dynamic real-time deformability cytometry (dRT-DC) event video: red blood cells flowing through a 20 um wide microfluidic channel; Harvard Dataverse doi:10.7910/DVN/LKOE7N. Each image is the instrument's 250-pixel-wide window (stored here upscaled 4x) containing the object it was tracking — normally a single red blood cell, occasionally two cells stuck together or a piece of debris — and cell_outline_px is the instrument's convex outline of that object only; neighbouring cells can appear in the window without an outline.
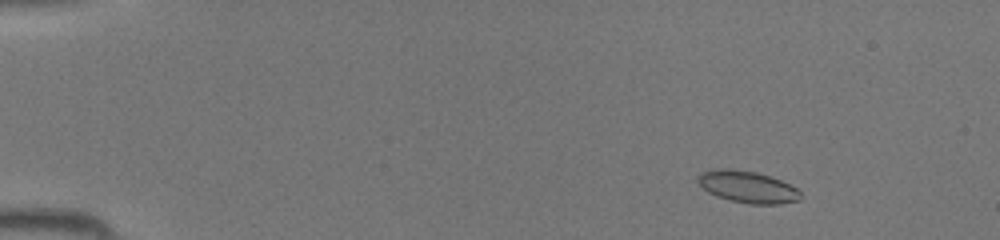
{"species": "common noctule bat (a hibernating species)", "species_latin": "Nyctalus noctula", "temperature_condition": "room temperature", "stored_images_in_passage": 44, "camera_frame_rate_fps": 3000, "um_per_image_px": 0.085, "animal": {"sex": "female", "body_mass_g": 19.5, "forearm_length_mm": 54.1}, "frame": {"image": 1, "passage_image": 5, "time_ms": 1.333, "image_size_px": [1000, 240], "cell_outline_px": [[804, 196], [800, 200], [780, 204], [748, 204], [716, 196], [708, 192], [696, 180], [700, 172], [716, 168], [728, 168], [756, 172], [780, 180], [796, 188]], "centroid_in_image_um": [63.54, 15.88], "position_along_channel_um": 21.5, "area_um2": 19.07}}
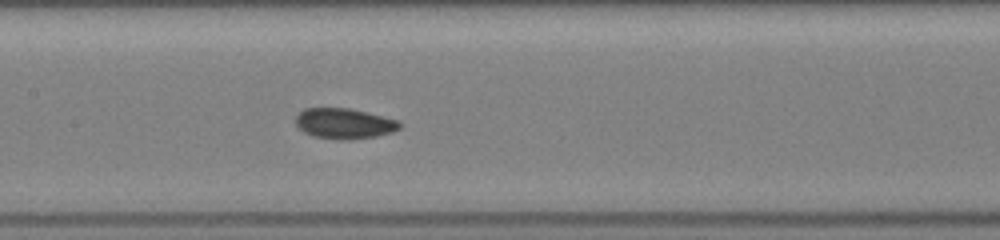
{"frame": {"image": 2, "passage_image": 22, "time_ms": 7.0, "image_size_px": [1000, 240], "cell_outline_px": [[400, 128], [392, 132], [376, 136], [348, 140], [340, 140], [312, 136], [304, 132], [296, 124], [296, 116], [304, 108], [348, 108], [400, 120]], "centroid_in_image_um": [29.26, 10.5], "position_along_channel_um": 178.1, "area_um2": 18.44}}
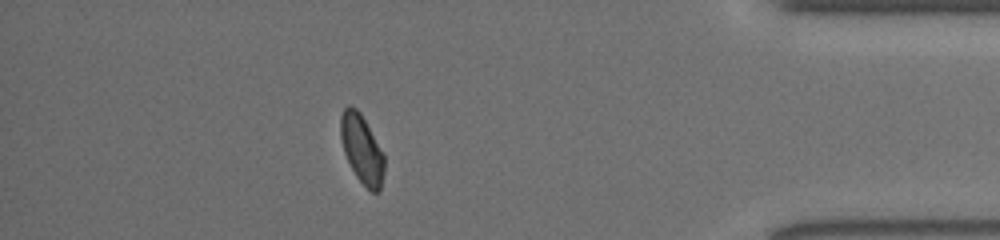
{"frame": {"image": 3, "passage_image": 39, "time_ms": 12.667, "image_size_px": [1000, 240], "cell_outline_px": [[384, 172], [380, 192], [372, 192], [356, 176], [344, 152], [340, 136], [340, 116], [344, 108], [348, 104], [356, 108], [360, 112], [384, 152]], "centroid_in_image_um": [30.76, 12.64], "position_along_channel_um": 404.4, "area_um2": 17.51}}